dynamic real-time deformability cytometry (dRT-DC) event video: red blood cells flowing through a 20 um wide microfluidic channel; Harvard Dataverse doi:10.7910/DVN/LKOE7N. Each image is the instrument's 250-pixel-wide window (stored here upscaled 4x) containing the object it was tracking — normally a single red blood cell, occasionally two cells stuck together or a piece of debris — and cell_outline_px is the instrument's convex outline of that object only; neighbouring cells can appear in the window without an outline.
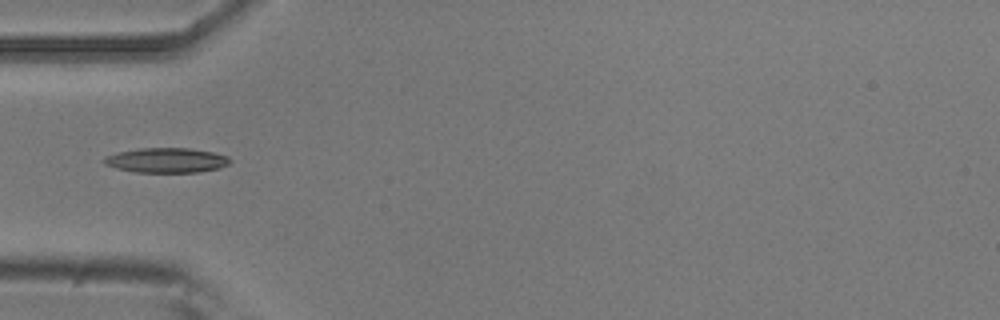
{"species": "common noctule bat (a hibernating species)", "species_latin": "Nyctalus noctula", "temperature_condition": "room temperature", "stored_images_in_passage": 4, "camera_frame_rate_fps": 3000, "um_per_image_px": 0.085, "animal": {"sex": "male", "body_mass_g": 20.5, "forearm_length_mm": 52.5}, "frame": {"image": 1, "passage_image": 4, "time_ms": 1.0, "image_size_px": [1000, 320], "cell_outline_px": [[232, 160], [228, 164], [220, 168], [200, 172], [136, 172], [116, 168], [104, 164], [100, 160], [108, 156], [120, 152], [140, 148], [188, 148], [212, 152], [228, 156]], "centroid_in_image_um": [14.17, 13.63], "position_along_channel_um": 70.8, "area_um2": 18.15}}